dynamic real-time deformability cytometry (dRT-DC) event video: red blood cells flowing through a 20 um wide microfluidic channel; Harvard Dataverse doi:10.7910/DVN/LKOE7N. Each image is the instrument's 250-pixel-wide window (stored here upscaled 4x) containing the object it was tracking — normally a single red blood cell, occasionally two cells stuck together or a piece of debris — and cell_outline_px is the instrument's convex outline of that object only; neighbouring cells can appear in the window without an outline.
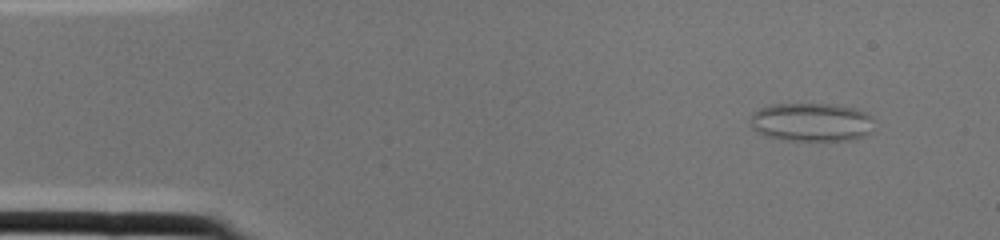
{"species": "common noctule bat (a hibernating species)", "species_latin": "Nyctalus noctula", "temperature_condition": "cold", "stored_images_in_passage": 1, "camera_frame_rate_fps": 3000, "um_per_image_px": 0.085, "animal": {"sex": "female", "body_mass_g": 22.0, "forearm_length_mm": 56.7}, "frame": {"image": 1, "passage_image": 1, "time_ms": 0.0, "image_size_px": [1000, 240], "cell_outline_px": [[872, 132], [856, 140], [784, 140], [768, 136], [756, 132], [752, 128], [752, 112], [768, 104], [832, 104], [856, 108], [872, 116]], "centroid_in_image_um": [68.99, 10.38], "position_along_channel_um": 16.0, "area_um2": 27.98}}